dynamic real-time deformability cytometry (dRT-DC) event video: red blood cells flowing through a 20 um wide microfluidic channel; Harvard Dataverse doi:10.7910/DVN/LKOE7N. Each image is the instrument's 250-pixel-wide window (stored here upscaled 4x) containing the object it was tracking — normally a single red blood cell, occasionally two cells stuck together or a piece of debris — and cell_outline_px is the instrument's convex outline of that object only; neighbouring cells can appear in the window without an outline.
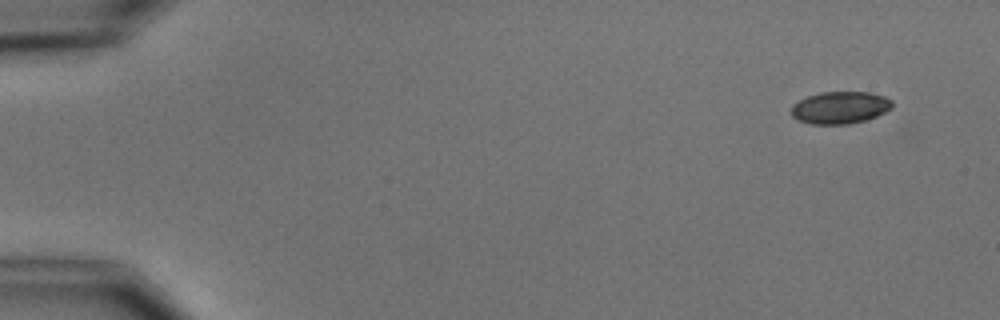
{"species": "common noctule bat (a hibernating species)", "species_latin": "Nyctalus noctula", "temperature_condition": "cold", "stored_images_in_passage": 5, "camera_frame_rate_fps": 3000, "um_per_image_px": 0.085, "animal": {"sex": "male", "body_mass_g": 15.6}, "frame": {"image": 1, "passage_image": 1, "time_ms": 0.0, "image_size_px": [1000, 320], "cell_outline_px": [[892, 108], [876, 116], [864, 120], [848, 124], [812, 124], [800, 120], [792, 116], [792, 104], [808, 96], [820, 92], [868, 92], [884, 96], [892, 100]], "centroid_in_image_um": [71.41, 9.14], "position_along_channel_um": 13.6, "area_um2": 18.79}}
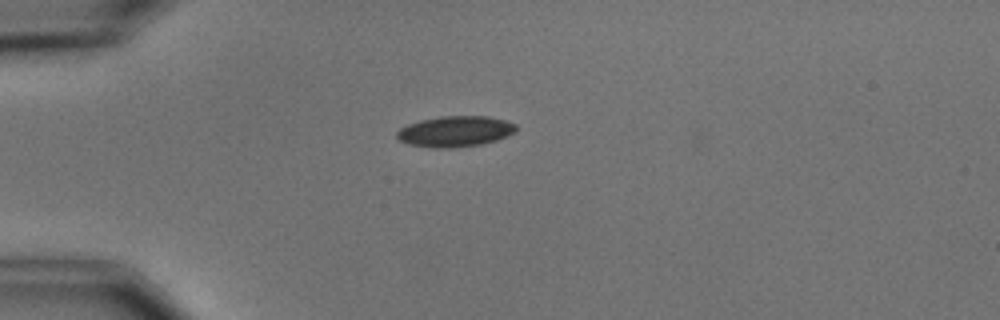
{"frame": {"image": 2, "passage_image": 4, "time_ms": 3.667, "image_size_px": [1000, 320], "cell_outline_px": [[516, 132], [496, 140], [480, 144], [452, 148], [432, 148], [408, 144], [400, 140], [396, 136], [396, 132], [400, 128], [408, 124], [420, 120], [440, 116], [488, 116], [504, 120], [516, 124]], "centroid_in_image_um": [38.67, 11.17], "position_along_channel_um": 46.3, "area_um2": 21.39}}